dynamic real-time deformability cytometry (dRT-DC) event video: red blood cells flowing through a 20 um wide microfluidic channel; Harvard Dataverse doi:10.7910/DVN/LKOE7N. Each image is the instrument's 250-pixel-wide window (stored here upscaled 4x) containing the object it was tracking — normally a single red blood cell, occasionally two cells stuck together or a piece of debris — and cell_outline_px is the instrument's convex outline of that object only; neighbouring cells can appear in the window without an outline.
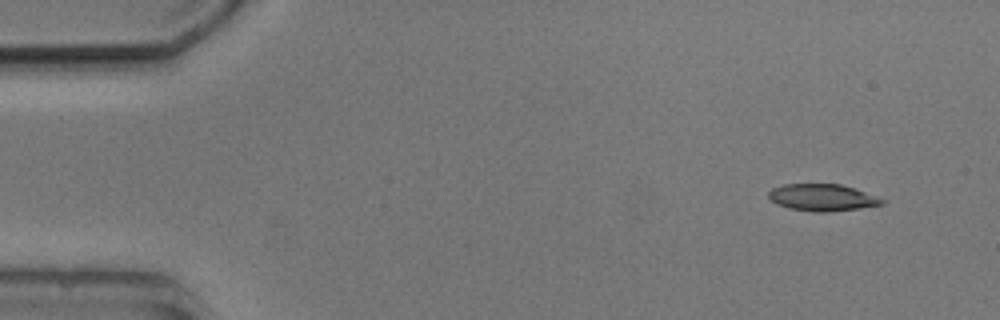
{"species": "common noctule bat (a hibernating species)", "species_latin": "Nyctalus noctula", "temperature_condition": "cold", "stored_images_in_passage": 4, "camera_frame_rate_fps": 3000, "um_per_image_px": 0.085, "animal": {"sex": "male", "body_mass_g": 20.5, "forearm_length_mm": 52.5}, "frame": {"image": 1, "passage_image": 1, "time_ms": 0.0, "image_size_px": [1000, 320], "cell_outline_px": [[888, 200], [884, 204], [860, 208], [828, 212], [812, 212], [788, 208], [776, 204], [768, 196], [768, 192], [772, 188], [784, 184], [840, 184], [856, 188]], "centroid_in_image_um": [69.93, 16.79], "position_along_channel_um": 15.1, "area_um2": 18.03}}
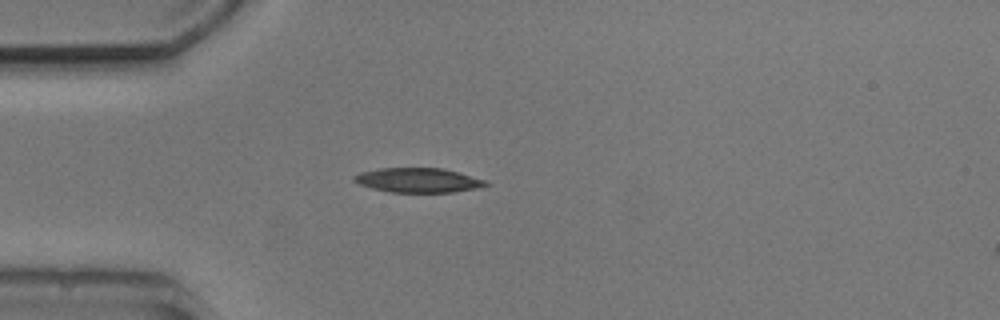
{"frame": {"image": 2, "passage_image": 4, "time_ms": 3.333, "image_size_px": [1000, 320], "cell_outline_px": [[492, 184], [480, 188], [452, 192], [392, 192], [372, 188], [360, 184], [352, 180], [352, 176], [360, 172], [380, 168], [444, 168], [488, 180]], "centroid_in_image_um": [35.6, 15.31], "position_along_channel_um": 49.4, "area_um2": 19.02}}